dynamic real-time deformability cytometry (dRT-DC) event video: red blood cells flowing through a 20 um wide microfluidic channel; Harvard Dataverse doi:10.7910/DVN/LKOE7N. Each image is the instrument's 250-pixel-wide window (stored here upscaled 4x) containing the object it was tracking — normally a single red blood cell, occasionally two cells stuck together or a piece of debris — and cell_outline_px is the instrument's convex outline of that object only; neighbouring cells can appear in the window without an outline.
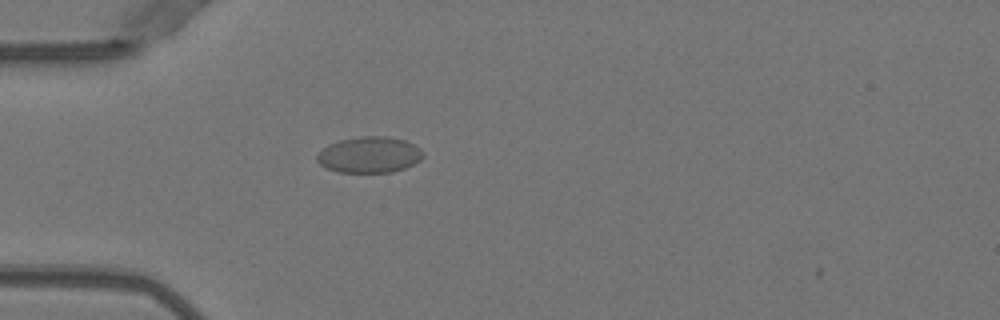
{"species": "Egyptian fruit bat (a non-hibernating species)", "species_latin": "Rousettus aegyptiacus", "temperature_condition": "warm", "stored_images_in_passage": 2, "camera_frame_rate_fps": 3000, "um_per_image_px": 0.085, "animal": {"sex": "female"}, "frame": {"image": 1, "passage_image": 1, "time_ms": 0.0, "image_size_px": [1000, 320], "cell_outline_px": [[424, 156], [420, 160], [404, 168], [392, 172], [336, 172], [320, 164], [316, 160], [316, 156], [328, 144], [340, 140], [360, 136], [384, 136], [404, 140], [420, 148], [424, 152]], "centroid_in_image_um": [31.39, 13.15], "position_along_channel_um": 53.6, "area_um2": 22.2}}